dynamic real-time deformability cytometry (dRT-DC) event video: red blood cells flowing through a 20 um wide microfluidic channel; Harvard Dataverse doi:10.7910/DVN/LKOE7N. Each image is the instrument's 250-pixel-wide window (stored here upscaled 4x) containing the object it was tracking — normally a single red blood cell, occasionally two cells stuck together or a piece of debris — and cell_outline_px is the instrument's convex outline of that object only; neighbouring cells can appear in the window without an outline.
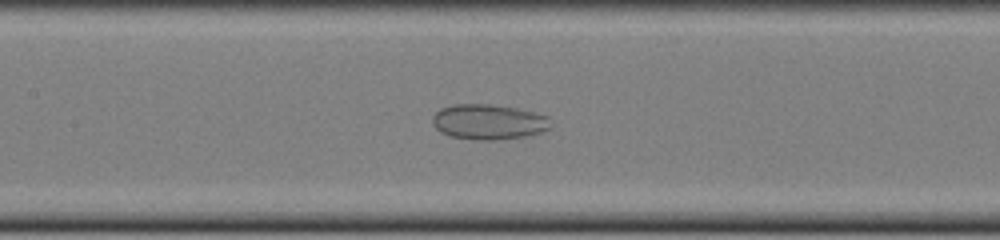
{"species": "common noctule bat (a hibernating species)", "species_latin": "Nyctalus noctula", "temperature_condition": "cold", "stored_images_in_passage": 43, "camera_frame_rate_fps": 3000, "um_per_image_px": 0.085, "animal": {"sex": "female", "body_mass_g": 22.0, "forearm_length_mm": 56.7}, "frame": {"image": 1, "passage_image": 20, "time_ms": 6.333, "image_size_px": [1000, 240], "cell_outline_px": [[552, 128], [528, 136], [496, 140], [476, 140], [452, 136], [440, 132], [432, 124], [432, 116], [440, 108], [452, 104], [488, 104], [516, 108], [548, 116], [552, 120]], "centroid_in_image_um": [41.54, 10.36], "position_along_channel_um": 165.9, "area_um2": 24.51}}
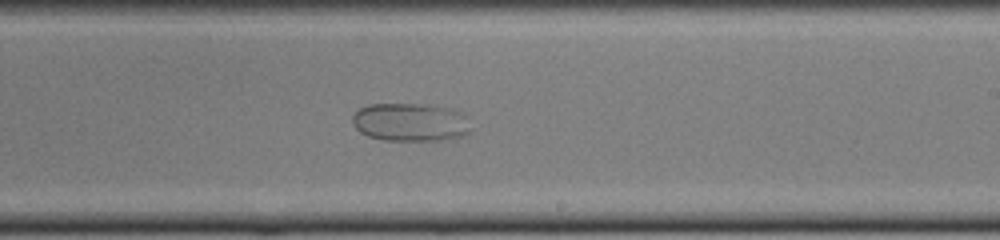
{"frame": {"image": 2, "passage_image": 27, "time_ms": 8.667, "image_size_px": [1000, 240], "cell_outline_px": [[468, 132], [464, 136], [440, 140], [384, 140], [368, 136], [360, 132], [352, 124], [352, 116], [360, 108], [368, 104], [428, 104], [456, 108], [464, 112], [468, 128]], "centroid_in_image_um": [34.88, 10.37], "position_along_channel_um": 254.1, "area_um2": 26.59}}
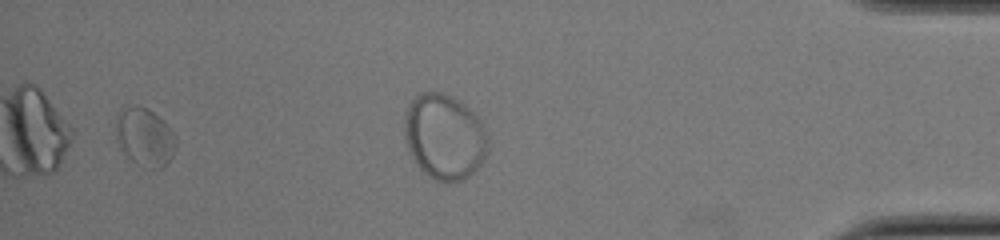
{"frame": {"image": 3, "passage_image": 41, "time_ms": 13.333, "image_size_px": [1000, 240], "cell_outline_px": [[176, 148], [172, 156], [160, 168], [152, 168], [132, 160], [120, 148], [116, 140], [116, 116], [120, 108], [136, 104], [148, 108], [164, 120], [176, 136]], "centroid_in_image_um": [12.29, 11.58], "position_along_channel_um": 422.9, "area_um2": 20.4}}